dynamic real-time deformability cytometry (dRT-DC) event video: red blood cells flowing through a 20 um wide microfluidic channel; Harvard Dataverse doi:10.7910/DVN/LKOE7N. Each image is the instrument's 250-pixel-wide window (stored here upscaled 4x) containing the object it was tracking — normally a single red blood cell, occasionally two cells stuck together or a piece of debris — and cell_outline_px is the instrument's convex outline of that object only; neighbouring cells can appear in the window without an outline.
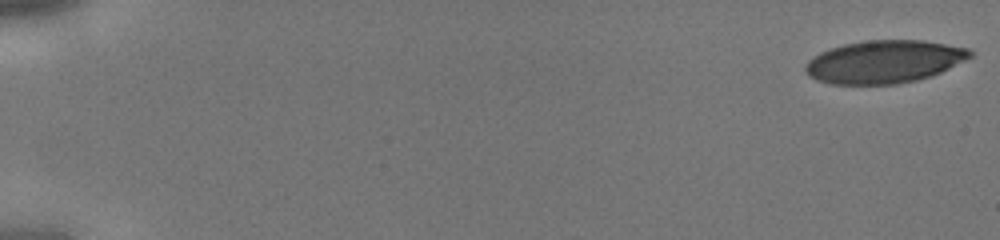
{"species": "human", "species_latin": "Homo sapiens", "temperature_condition": "cold", "stored_images_in_passage": 14, "camera_frame_rate_fps": 3000, "um_per_image_px": 0.085, "donor": {"sex": "male"}, "frame": {"image": 1, "passage_image": 1, "time_ms": 0.0, "image_size_px": [1000, 240], "cell_outline_px": [[972, 56], [932, 76], [916, 80], [896, 84], [828, 84], [816, 80], [808, 76], [804, 68], [804, 64], [808, 60], [820, 52], [844, 44], [864, 40], [924, 40], [968, 48], [972, 52]], "centroid_in_image_um": [75.11, 5.25], "position_along_channel_um": 9.9, "area_um2": 41.1}}
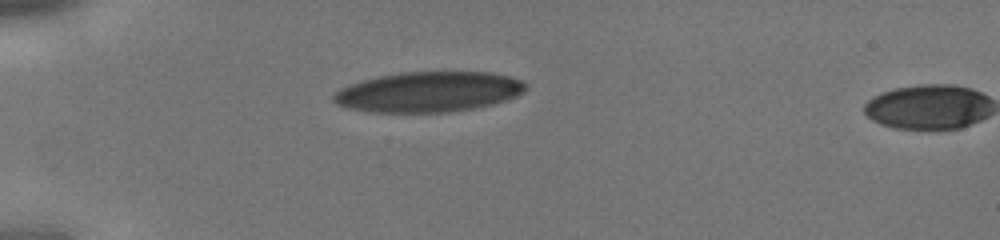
{"frame": {"image": 2, "passage_image": 13, "time_ms": 4.0, "image_size_px": [1000, 240], "cell_outline_px": [[528, 84], [524, 92], [516, 96], [492, 104], [476, 108], [448, 112], [368, 112], [348, 108], [336, 104], [332, 100], [332, 96], [340, 88], [364, 80], [380, 76], [400, 72], [492, 72], [508, 76], [520, 80]], "centroid_in_image_um": [36.43, 7.81], "position_along_channel_um": 48.6, "area_um2": 45.08}}